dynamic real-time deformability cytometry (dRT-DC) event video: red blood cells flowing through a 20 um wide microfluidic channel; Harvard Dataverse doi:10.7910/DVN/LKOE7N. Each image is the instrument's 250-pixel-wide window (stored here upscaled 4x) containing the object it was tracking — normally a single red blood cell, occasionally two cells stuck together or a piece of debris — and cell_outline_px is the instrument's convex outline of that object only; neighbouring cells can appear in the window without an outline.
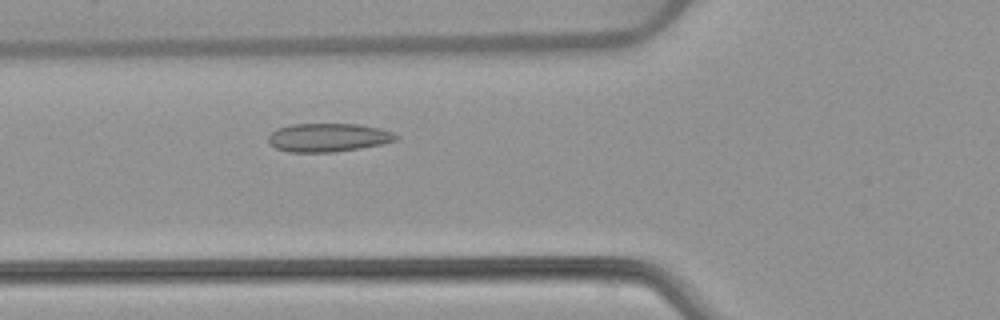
{"species": "common noctule bat (a hibernating species)", "species_latin": "Nyctalus noctula", "temperature_condition": "warm", "stored_images_in_passage": 48, "camera_frame_rate_fps": 3000, "um_per_image_px": 0.085, "animal": {"sex": "female", "body_mass_g": 22.7, "forearm_length_mm": 54.2}, "frame": {"image": 1, "passage_image": 15, "time_ms": 4.667, "image_size_px": [1000, 320], "cell_outline_px": [[400, 140], [360, 148], [332, 152], [288, 152], [276, 148], [268, 144], [268, 136], [276, 128], [292, 124], [356, 124], [380, 128], [392, 132], [400, 136]], "centroid_in_image_um": [27.89, 11.69], "position_along_channel_um": 97.9, "area_um2": 21.33}}
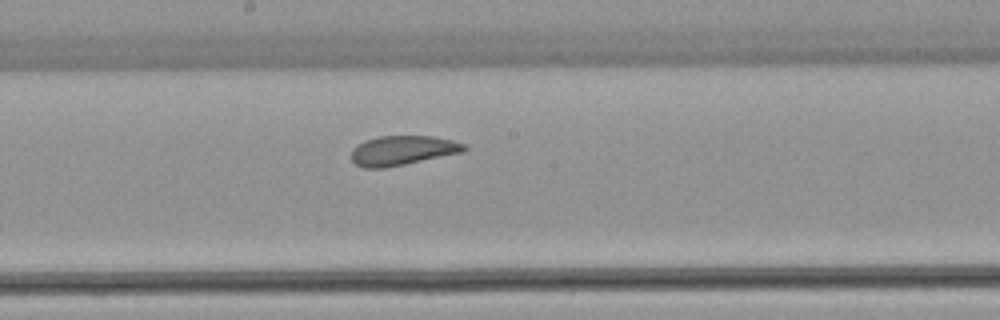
{"frame": {"image": 2, "passage_image": 24, "time_ms": 7.667, "image_size_px": [1000, 320], "cell_outline_px": [[468, 148], [464, 152], [384, 168], [364, 168], [356, 164], [352, 160], [352, 148], [356, 144], [364, 140], [380, 136], [432, 136], [452, 140], [464, 144]], "centroid_in_image_um": [34.2, 12.78], "position_along_channel_um": 214.0, "area_um2": 19.42}}
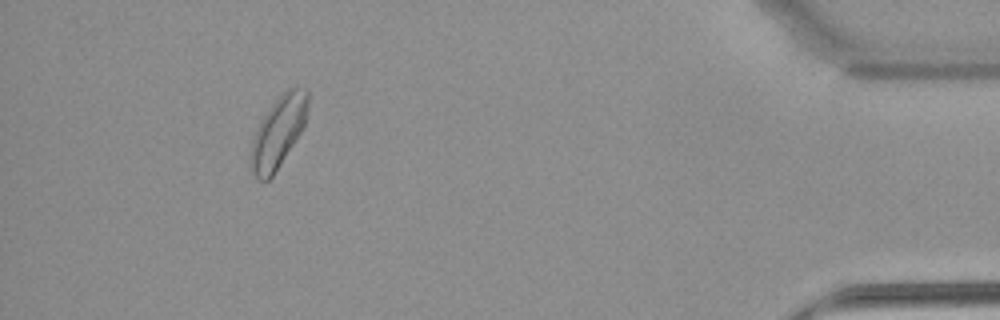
{"frame": {"image": 3, "passage_image": 44, "time_ms": 14.333, "image_size_px": [1000, 320], "cell_outline_px": [[308, 104], [304, 128], [272, 176], [268, 180], [256, 180], [248, 168], [248, 152], [256, 128], [272, 104], [288, 88], [308, 88]], "centroid_in_image_um": [23.6, 11.28], "position_along_channel_um": 411.6, "area_um2": 23.99}, "authors_computed_cell_mechanics": {"area_um2": 21.1259, "velocity_mm_per_s": 3.8668, "shape_relaxation_time_tau1_ms": null, "shape_relaxation_time_tau2_ms": 1.8875, "deformation_change_tau1": null, "deformation_change_tau2": 0.0904}}